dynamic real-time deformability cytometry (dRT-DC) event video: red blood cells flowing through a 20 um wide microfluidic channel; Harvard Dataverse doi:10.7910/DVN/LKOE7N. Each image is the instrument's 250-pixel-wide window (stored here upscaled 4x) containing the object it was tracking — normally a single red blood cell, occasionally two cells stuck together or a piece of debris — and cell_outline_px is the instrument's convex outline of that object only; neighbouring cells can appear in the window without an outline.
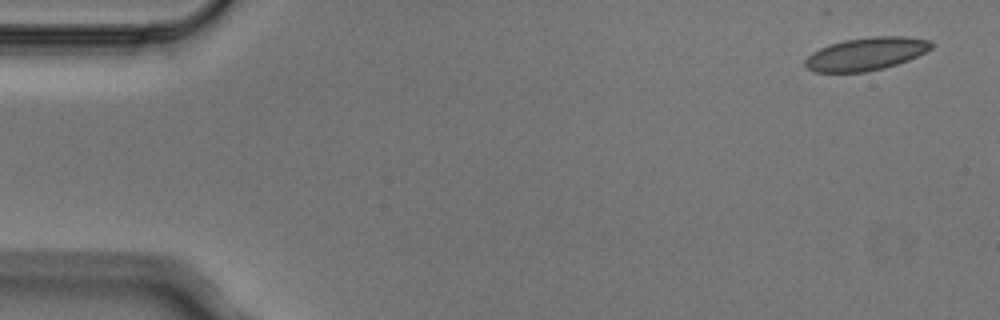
{"species": "Egyptian fruit bat (a non-hibernating species)", "species_latin": "Rousettus aegyptiacus", "temperature_condition": "cold", "stored_images_in_passage": 3, "camera_frame_rate_fps": 3000, "um_per_image_px": 0.085, "animal": {"sex": "male"}, "frame": {"image": 1, "passage_image": 1, "time_ms": 0.0, "image_size_px": [1000, 320], "cell_outline_px": [[936, 44], [932, 48], [908, 60], [884, 68], [864, 72], [816, 72], [808, 68], [804, 64], [804, 60], [812, 52], [828, 44], [844, 40], [872, 36], [904, 36], [932, 40]], "centroid_in_image_um": [73.63, 4.56], "position_along_channel_um": 11.4, "area_um2": 24.28}}